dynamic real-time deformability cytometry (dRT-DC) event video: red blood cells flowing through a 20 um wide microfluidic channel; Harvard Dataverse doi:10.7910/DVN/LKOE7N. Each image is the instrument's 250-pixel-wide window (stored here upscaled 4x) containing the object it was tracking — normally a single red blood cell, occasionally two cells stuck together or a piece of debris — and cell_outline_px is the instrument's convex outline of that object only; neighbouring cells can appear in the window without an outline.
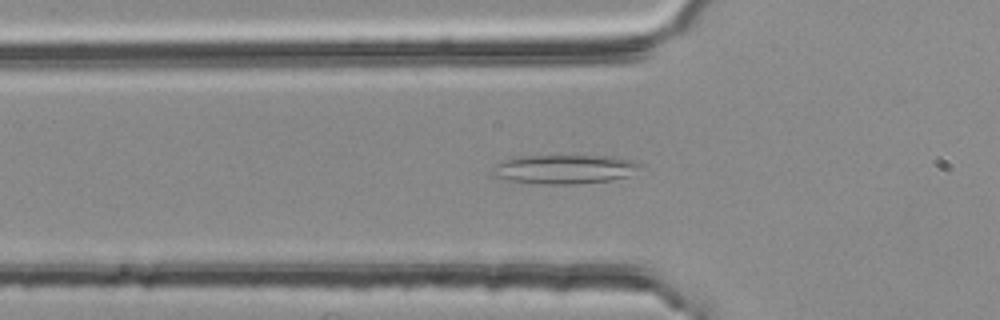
{"species": "common noctule bat (a hibernating species)", "species_latin": "Nyctalus noctula", "temperature_condition": "room temperature", "stored_images_in_passage": 52, "camera_frame_rate_fps": 3000, "um_per_image_px": 0.085, "animal": {"sex": "female", "body_mass_g": 25.1}, "frame": {"image": 1, "passage_image": 16, "time_ms": 5.0, "image_size_px": [1000, 320], "cell_outline_px": [[644, 164], [628, 176], [612, 180], [576, 184], [536, 184], [508, 180], [488, 176], [488, 172], [496, 164], [504, 160], [520, 156], [616, 156], [632, 160]], "centroid_in_image_um": [47.93, 14.39], "position_along_channel_um": 77.9, "area_um2": 25.43}}
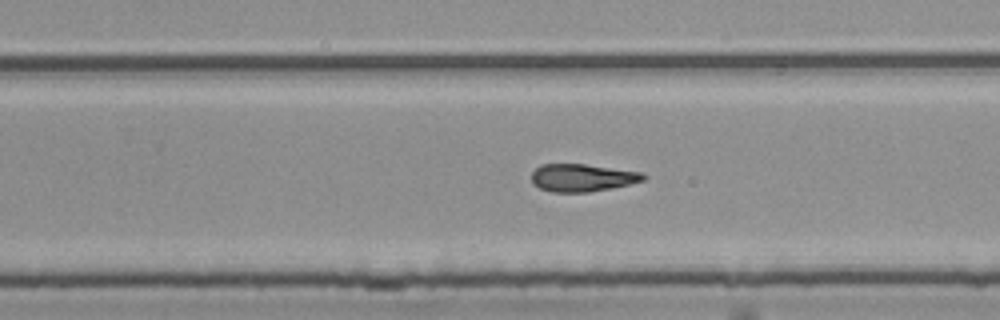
{"frame": {"image": 2, "passage_image": 32, "time_ms": 10.333, "image_size_px": [1000, 320], "cell_outline_px": [[648, 176], [644, 180], [612, 188], [588, 192], [552, 192], [540, 188], [532, 184], [532, 172], [540, 164], [584, 164], [644, 172]], "centroid_in_image_um": [49.5, 15.1], "position_along_channel_um": 280.3, "area_um2": 18.09}}
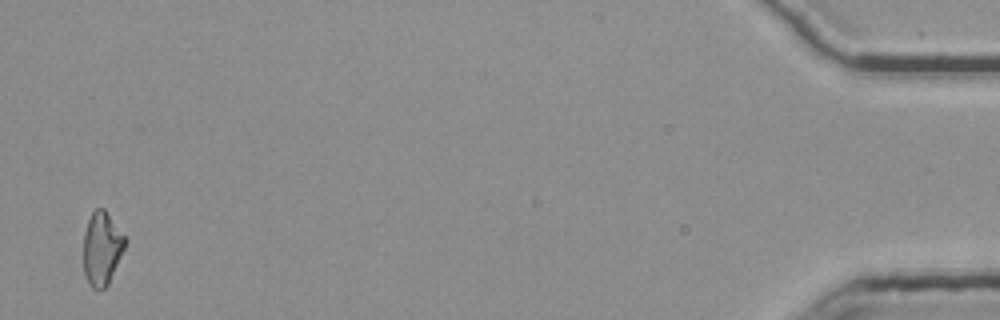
{"frame": {"image": 3, "passage_image": 51, "time_ms": 16.667, "image_size_px": [1000, 320], "cell_outline_px": [[128, 240], [108, 284], [104, 288], [92, 288], [88, 284], [84, 276], [84, 232], [88, 220], [92, 212], [96, 208], [104, 208]], "centroid_in_image_um": [8.66, 21.11], "position_along_channel_um": 426.5, "area_um2": 17.74}, "authors_computed_cell_mechanics": {"area_um2": 18.8139, "velocity_mm_per_s": 3.7832, "shape_relaxation_time_tau1_ms": null, "shape_relaxation_time_tau2_ms": 6.0636, "deformation_change_tau1": null, "deformation_change_tau2": 0.1768}}